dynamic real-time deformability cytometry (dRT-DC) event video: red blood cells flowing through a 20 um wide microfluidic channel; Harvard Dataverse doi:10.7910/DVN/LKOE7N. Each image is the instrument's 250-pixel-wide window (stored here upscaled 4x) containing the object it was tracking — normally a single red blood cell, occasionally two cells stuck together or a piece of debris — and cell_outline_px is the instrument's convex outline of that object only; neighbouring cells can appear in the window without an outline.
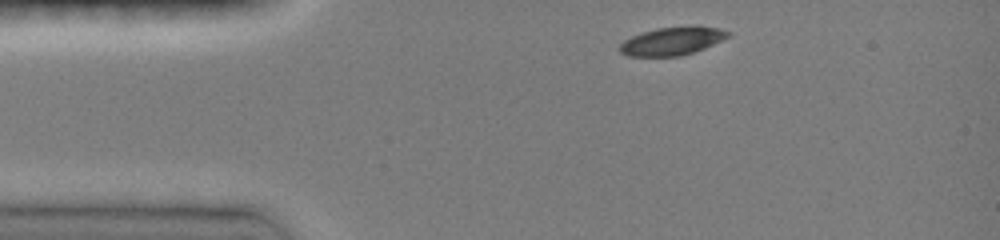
{"species": "common noctule bat (a hibernating species)", "species_latin": "Nyctalus noctula", "temperature_condition": "room temperature", "stored_images_in_passage": 19, "camera_frame_rate_fps": 3000, "um_per_image_px": 0.085, "animal": {"sex": "female", "body_mass_g": 19.0, "forearm_length_mm": 51.5}, "frame": {"image": 1, "passage_image": 1, "time_ms": 0.0, "image_size_px": [1000, 240], "cell_outline_px": [[732, 36], [704, 48], [680, 56], [628, 56], [620, 52], [620, 44], [624, 40], [640, 32], [656, 28], [720, 28], [732, 32]], "centroid_in_image_um": [57.11, 3.52], "position_along_channel_um": 27.9, "area_um2": 17.28}}
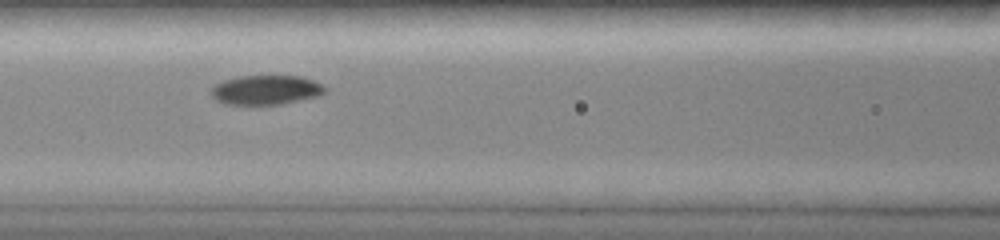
{"frame": {"image": 2, "passage_image": 7, "time_ms": 4.0, "image_size_px": [1000, 240], "cell_outline_px": [[324, 92], [316, 96], [280, 104], [224, 104], [216, 100], [212, 96], [212, 88], [216, 84], [224, 80], [240, 76], [304, 76], [320, 84], [324, 88]], "centroid_in_image_um": [22.56, 7.64], "position_along_channel_um": 144.0, "area_um2": 19.13}}
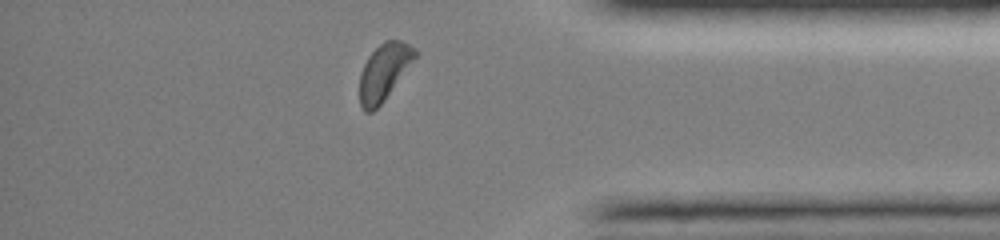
{"frame": {"image": 3, "passage_image": 18, "time_ms": 10.667, "image_size_px": [1000, 240], "cell_outline_px": [[416, 56], [384, 100], [372, 112], [364, 112], [360, 104], [360, 72], [368, 56], [384, 40], [400, 40], [416, 48]], "centroid_in_image_um": [32.61, 6.1], "position_along_channel_um": 402.6, "area_um2": 17.86}, "authors_computed_cell_mechanics": {"area_um2": 19.1318, "velocity_mm_per_s": 4.0183, "shape_relaxation_time_tau1_ms": 1.8723, "shape_relaxation_time_tau2_ms": null, "deformation_change_tau1": 0.0925, "deformation_change_tau2": null}}